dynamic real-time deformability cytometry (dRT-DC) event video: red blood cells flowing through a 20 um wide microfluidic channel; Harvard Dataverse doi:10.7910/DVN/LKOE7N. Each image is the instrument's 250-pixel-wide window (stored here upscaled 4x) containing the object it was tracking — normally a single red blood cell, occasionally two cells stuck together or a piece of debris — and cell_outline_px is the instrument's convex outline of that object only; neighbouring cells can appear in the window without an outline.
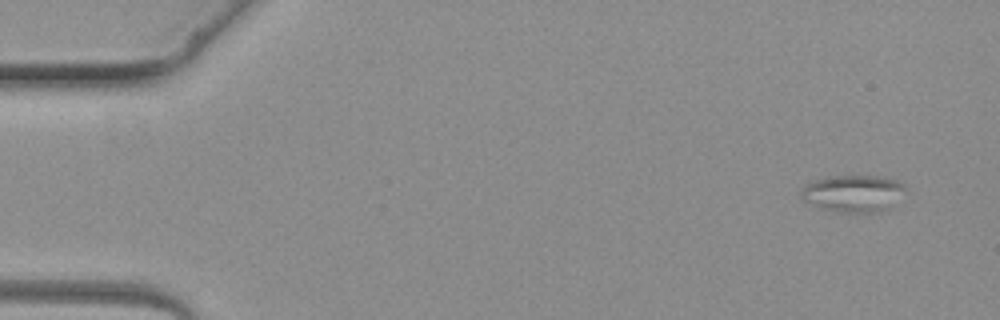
{"species": "common noctule bat (a hibernating species)", "species_latin": "Nyctalus noctula", "temperature_condition": "warm", "stored_images_in_passage": 3, "camera_frame_rate_fps": 3000, "um_per_image_px": 0.085, "animal": {"sex": "female", "body_mass_g": 19.3, "forearm_length_mm": 54.1}, "frame": {"image": 1, "passage_image": 1, "time_ms": 0.0, "image_size_px": [1000, 320], "cell_outline_px": [[908, 192], [888, 208], [876, 212], [836, 212], [804, 204], [800, 196], [800, 188], [816, 180], [832, 176], [880, 176], [896, 180], [904, 184]], "centroid_in_image_um": [72.51, 16.45], "position_along_channel_um": 12.5, "area_um2": 22.83}}
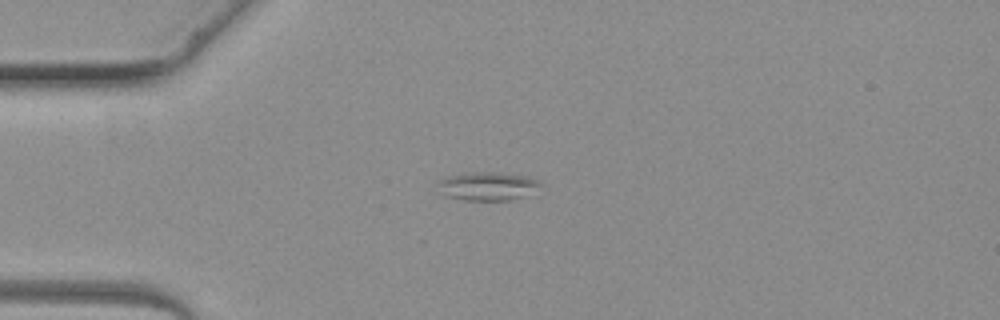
{"frame": {"image": 2, "passage_image": 3, "time_ms": 2.667, "image_size_px": [1000, 320], "cell_outline_px": [[544, 184], [524, 196], [508, 200], [464, 200], [444, 196], [440, 192], [436, 184], [436, 180], [448, 176], [464, 172], [496, 172], [528, 176], [540, 180]], "centroid_in_image_um": [41.39, 15.81], "position_along_channel_um": 43.6, "area_um2": 17.34}}